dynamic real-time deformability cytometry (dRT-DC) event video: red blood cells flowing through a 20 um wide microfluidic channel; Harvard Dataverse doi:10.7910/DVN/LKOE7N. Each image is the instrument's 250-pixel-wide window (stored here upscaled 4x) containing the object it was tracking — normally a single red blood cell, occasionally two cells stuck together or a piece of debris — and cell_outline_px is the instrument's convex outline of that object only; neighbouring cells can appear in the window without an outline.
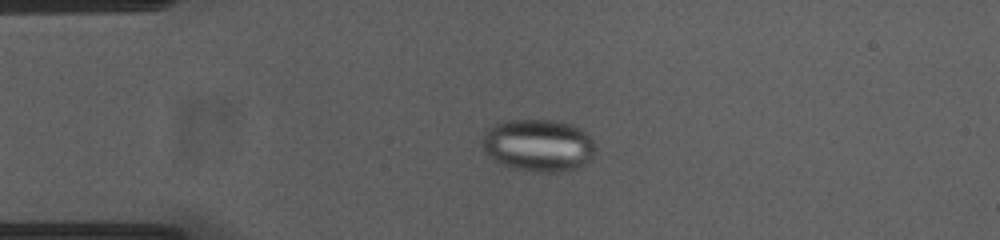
{"species": "common noctule bat (a hibernating species)", "species_latin": "Nyctalus noctula", "temperature_condition": "cold", "stored_images_in_passage": 48, "camera_frame_rate_fps": 3000, "um_per_image_px": 0.085, "animal": {"sex": "female", "body_mass_g": 23.0, "forearm_length_mm": 53.4}, "frame": {"image": 1, "passage_image": 6, "time_ms": 1.667, "image_size_px": [1000, 240], "cell_outline_px": [[596, 152], [584, 164], [576, 168], [564, 172], [532, 172], [512, 168], [500, 164], [488, 156], [484, 148], [484, 136], [488, 128], [496, 124], [508, 120], [552, 120], [572, 124], [580, 128], [592, 140], [596, 148]], "centroid_in_image_um": [45.78, 12.37], "position_along_channel_um": 39.2, "area_um2": 34.51}}
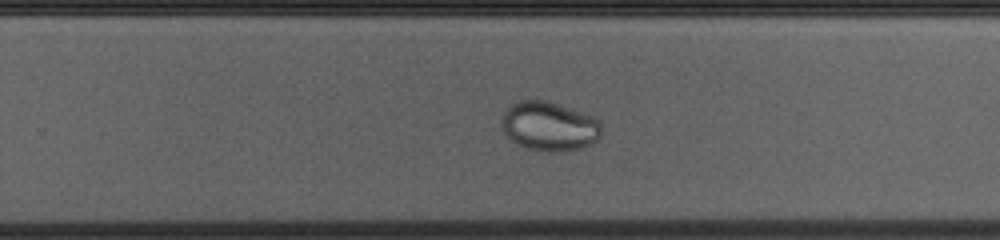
{"frame": {"image": 2, "passage_image": 28, "time_ms": 9.0, "image_size_px": [1000, 240], "cell_outline_px": [[600, 136], [596, 140], [580, 148], [552, 152], [548, 152], [528, 148], [516, 144], [504, 136], [500, 124], [500, 120], [504, 112], [512, 104], [520, 100], [548, 100], [592, 116], [600, 124]], "centroid_in_image_um": [46.6, 10.73], "position_along_channel_um": 283.2, "area_um2": 28.61}}
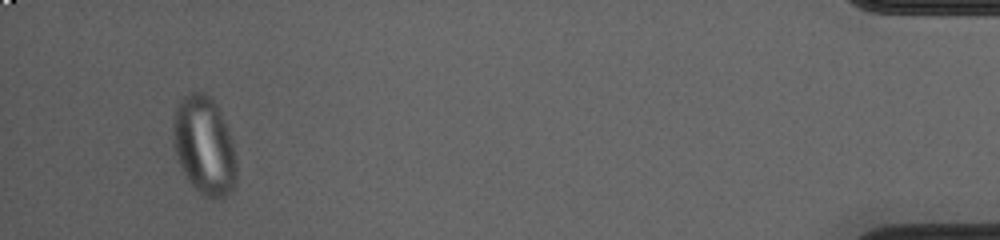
{"frame": {"image": 3, "passage_image": 45, "time_ms": 14.667, "image_size_px": [1000, 240], "cell_outline_px": [[236, 184], [224, 196], [216, 200], [212, 200], [204, 196], [192, 184], [184, 172], [176, 156], [172, 132], [172, 128], [176, 108], [180, 100], [188, 92], [204, 92], [216, 104], [228, 128], [232, 140], [236, 160]], "centroid_in_image_um": [17.37, 12.38], "position_along_channel_um": 417.8, "area_um2": 36.18}}